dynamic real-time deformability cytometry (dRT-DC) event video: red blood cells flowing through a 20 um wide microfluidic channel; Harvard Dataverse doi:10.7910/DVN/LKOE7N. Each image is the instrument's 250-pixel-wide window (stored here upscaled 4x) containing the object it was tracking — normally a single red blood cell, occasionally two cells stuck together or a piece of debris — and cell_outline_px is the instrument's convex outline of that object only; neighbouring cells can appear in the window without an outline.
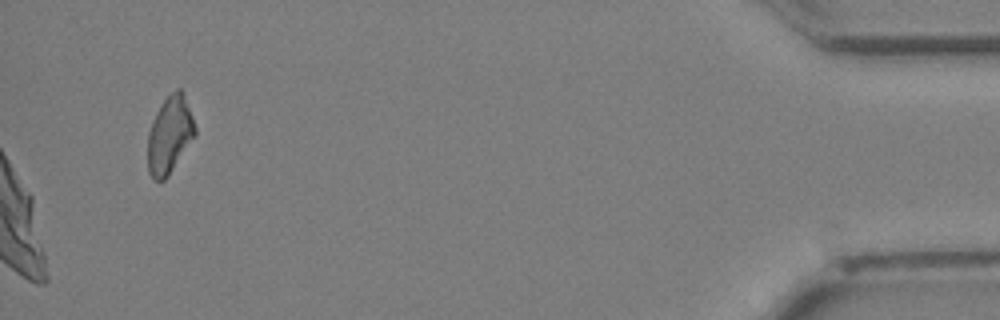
{"species": "Egyptian fruit bat (a non-hibernating species)", "species_latin": "Rousettus aegyptiacus", "temperature_condition": "cold", "stored_images_in_passage": 33, "camera_frame_rate_fps": 3000, "um_per_image_px": 0.085, "animal": {"sex": "female"}, "frame": {"image": 1, "passage_image": 33, "time_ms": 10.667, "image_size_px": [1000, 320], "cell_outline_px": [[196, 136], [168, 176], [164, 180], [152, 180], [148, 172], [148, 132], [152, 120], [160, 104], [176, 88], [180, 88], [184, 92], [196, 128]], "centroid_in_image_um": [14.43, 11.47], "position_along_channel_um": 420.8, "area_um2": 21.5}}